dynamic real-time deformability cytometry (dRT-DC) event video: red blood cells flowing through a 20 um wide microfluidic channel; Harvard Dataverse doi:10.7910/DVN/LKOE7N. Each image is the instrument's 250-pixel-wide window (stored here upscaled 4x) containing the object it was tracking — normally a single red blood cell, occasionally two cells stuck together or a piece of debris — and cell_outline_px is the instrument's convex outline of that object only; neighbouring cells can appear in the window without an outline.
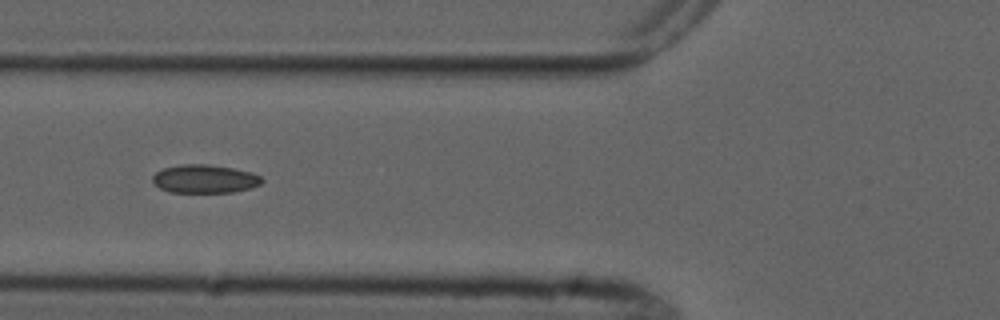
{"species": "common noctule bat (a hibernating species)", "species_latin": "Nyctalus noctula", "temperature_condition": "cold", "stored_images_in_passage": 6, "camera_frame_rate_fps": 3000, "um_per_image_px": 0.085, "animal": {"sex": "male", "forearm_length_mm": 52.5}, "frame": {"image": 1, "passage_image": 4, "time_ms": 4.333, "image_size_px": [1000, 320], "cell_outline_px": [[264, 180], [260, 184], [248, 188], [232, 192], [168, 192], [160, 188], [152, 180], [152, 176], [156, 172], [164, 168], [180, 164], [208, 164], [232, 168], [252, 172], [260, 176]], "centroid_in_image_um": [17.38, 15.2], "position_along_channel_um": 108.4, "area_um2": 17.98}}
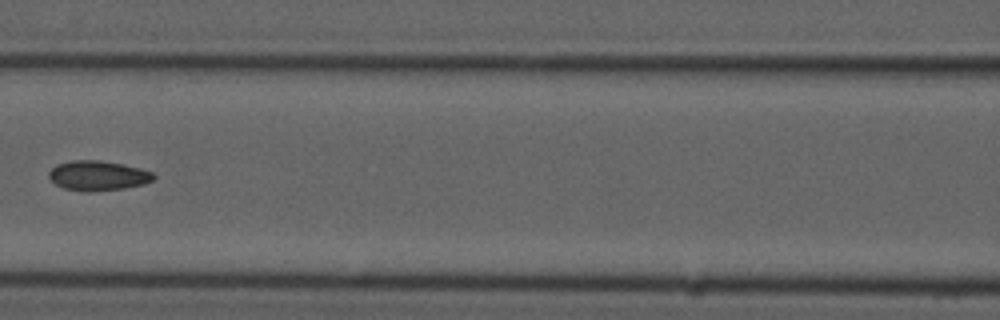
{"frame": {"image": 2, "passage_image": 5, "time_ms": 5.667, "image_size_px": [1000, 320], "cell_outline_px": [[156, 176], [152, 180], [144, 184], [124, 188], [88, 192], [84, 192], [64, 188], [56, 184], [48, 176], [48, 172], [56, 164], [68, 160], [100, 160], [124, 164], [140, 168], [152, 172]], "centroid_in_image_um": [8.31, 14.92], "position_along_channel_um": 158.3, "area_um2": 18.32}}
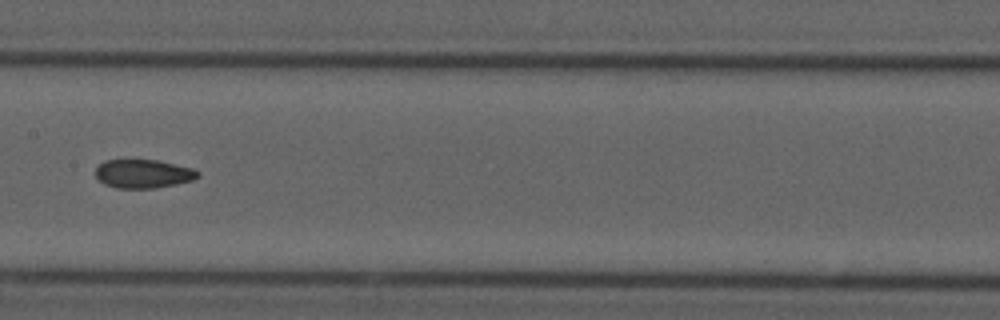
{"frame": {"image": 3, "passage_image": 6, "time_ms": 6.667, "image_size_px": [1000, 320], "cell_outline_px": [[200, 176], [192, 180], [176, 184], [156, 188], [116, 188], [104, 184], [96, 176], [96, 168], [104, 160], [156, 160], [192, 168], [200, 172]], "centroid_in_image_um": [12.18, 14.77], "position_along_channel_um": 195.2, "area_um2": 16.99}}